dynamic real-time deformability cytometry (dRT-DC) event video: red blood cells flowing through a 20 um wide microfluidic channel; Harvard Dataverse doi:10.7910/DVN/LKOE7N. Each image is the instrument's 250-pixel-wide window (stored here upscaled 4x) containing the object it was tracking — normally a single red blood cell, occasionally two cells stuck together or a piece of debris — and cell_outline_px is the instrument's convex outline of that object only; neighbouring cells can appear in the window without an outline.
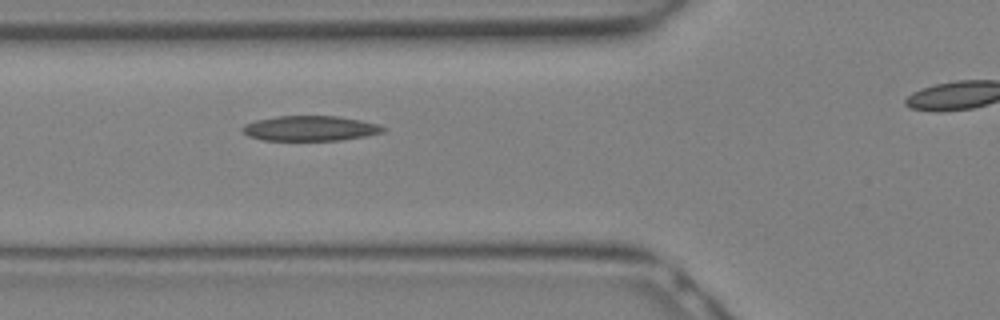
{"species": "Egyptian fruit bat (a non-hibernating species)", "species_latin": "Rousettus aegyptiacus", "temperature_condition": "warm", "stored_images_in_passage": 3, "segment_of_instrument_passage": [1, 2], "camera_frame_rate_fps": 3000, "um_per_image_px": 0.085, "animal": {"sex": "female"}, "frame": {"image": 1, "passage_image": 2, "time_ms": 0.333, "image_size_px": [1000, 320], "cell_outline_px": [[388, 128], [384, 132], [364, 136], [340, 140], [264, 140], [248, 136], [240, 128], [244, 124], [256, 120], [276, 116], [336, 116], [360, 120], [376, 124]], "centroid_in_image_um": [26.35, 10.91], "position_along_channel_um": 99.5, "area_um2": 20.46}}